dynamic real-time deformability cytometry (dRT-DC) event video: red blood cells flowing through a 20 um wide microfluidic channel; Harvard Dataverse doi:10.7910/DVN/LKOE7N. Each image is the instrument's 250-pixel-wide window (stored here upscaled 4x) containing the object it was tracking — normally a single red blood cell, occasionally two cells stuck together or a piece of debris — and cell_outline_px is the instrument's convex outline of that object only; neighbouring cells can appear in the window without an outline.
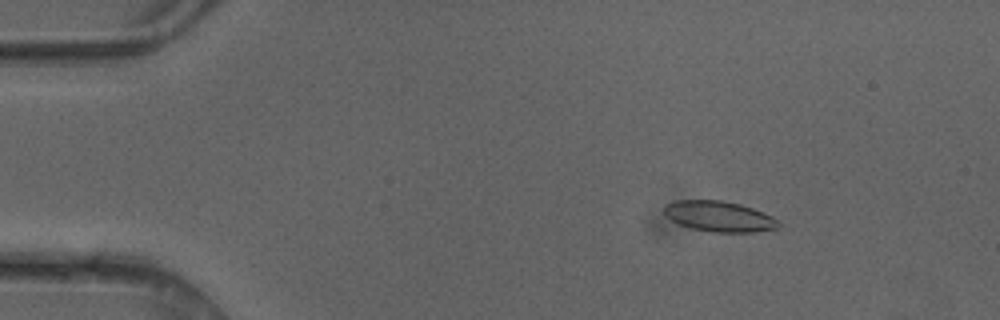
{"species": "common noctule bat (a hibernating species)", "species_latin": "Nyctalus noctula", "temperature_condition": "cold", "stored_images_in_passage": 50, "camera_frame_rate_fps": 3000, "um_per_image_px": 0.085, "animal": {"sex": "female"}, "frame": {"image": 1, "passage_image": 8, "time_ms": 2.333, "image_size_px": [1000, 320], "cell_outline_px": [[780, 224], [776, 228], [752, 232], [712, 232], [692, 228], [680, 224], [664, 216], [664, 204], [676, 200], [720, 200], [740, 204], [752, 208], [772, 216]], "centroid_in_image_um": [61.08, 18.38], "position_along_channel_um": 23.9, "area_um2": 20.23}}
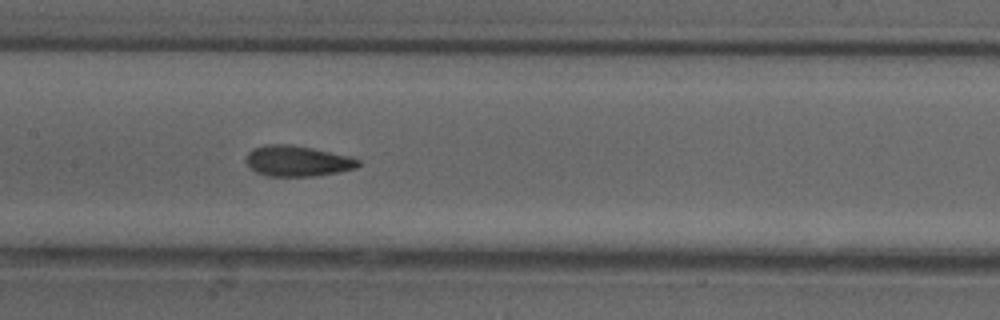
{"frame": {"image": 2, "passage_image": 25, "time_ms": 8.0, "image_size_px": [1000, 320], "cell_outline_px": [[360, 164], [356, 168], [336, 172], [312, 176], [268, 176], [256, 172], [244, 160], [248, 152], [252, 148], [264, 144], [292, 144], [352, 156], [360, 160]], "centroid_in_image_um": [25.26, 13.67], "position_along_channel_um": 182.1, "area_um2": 20.17}}
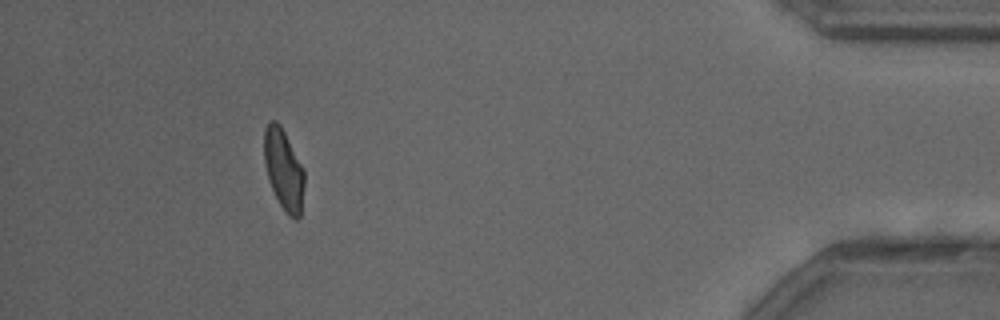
{"frame": {"image": 3, "passage_image": 46, "time_ms": 15.0, "image_size_px": [1000, 320], "cell_outline_px": [[304, 184], [300, 216], [296, 220], [288, 216], [280, 204], [272, 188], [264, 164], [264, 128], [272, 120], [276, 120], [280, 124], [304, 168]], "centroid_in_image_um": [24.11, 14.4], "position_along_channel_um": 411.1, "area_um2": 18.84}, "authors_computed_cell_mechanics": {"area_um2": 19.9121, "velocity_mm_per_s": 4.1423, "shape_relaxation_time_tau1_ms": 6.5485, "shape_relaxation_time_tau2_ms": 1.2581, "deformation_change_tau1": 0.1587, "deformation_change_tau2": 0.0614}}